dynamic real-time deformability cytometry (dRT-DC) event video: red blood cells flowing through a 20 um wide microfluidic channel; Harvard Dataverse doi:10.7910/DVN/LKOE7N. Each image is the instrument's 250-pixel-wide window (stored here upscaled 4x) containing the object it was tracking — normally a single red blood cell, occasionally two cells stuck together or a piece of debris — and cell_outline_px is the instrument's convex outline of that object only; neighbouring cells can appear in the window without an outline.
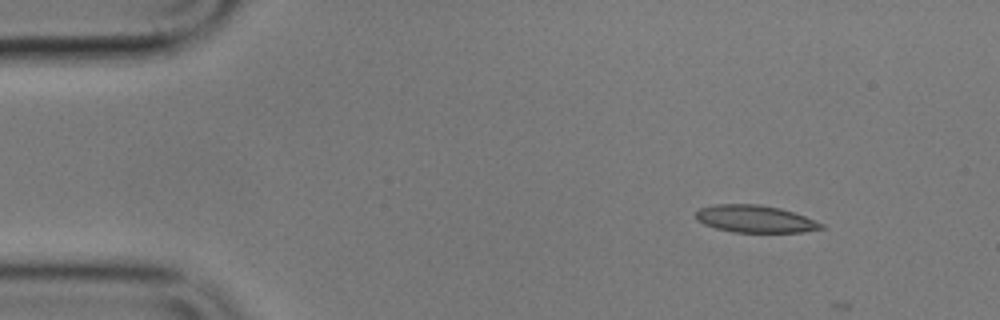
{"species": "common noctule bat (a hibernating species)", "species_latin": "Nyctalus noctula", "temperature_condition": "cold", "stored_images_in_passage": 2, "camera_frame_rate_fps": 3000, "um_per_image_px": 0.085, "animal": {"sex": "male", "body_mass_g": 17.9}, "frame": {"image": 1, "passage_image": 1, "time_ms": 0.0, "image_size_px": [1000, 320], "cell_outline_px": [[824, 228], [804, 232], [732, 232], [716, 228], [704, 224], [696, 220], [696, 212], [700, 208], [716, 204], [760, 204], [780, 208], [804, 216], [824, 224]], "centroid_in_image_um": [64.17, 18.61], "position_along_channel_um": 20.8, "area_um2": 19.88}}